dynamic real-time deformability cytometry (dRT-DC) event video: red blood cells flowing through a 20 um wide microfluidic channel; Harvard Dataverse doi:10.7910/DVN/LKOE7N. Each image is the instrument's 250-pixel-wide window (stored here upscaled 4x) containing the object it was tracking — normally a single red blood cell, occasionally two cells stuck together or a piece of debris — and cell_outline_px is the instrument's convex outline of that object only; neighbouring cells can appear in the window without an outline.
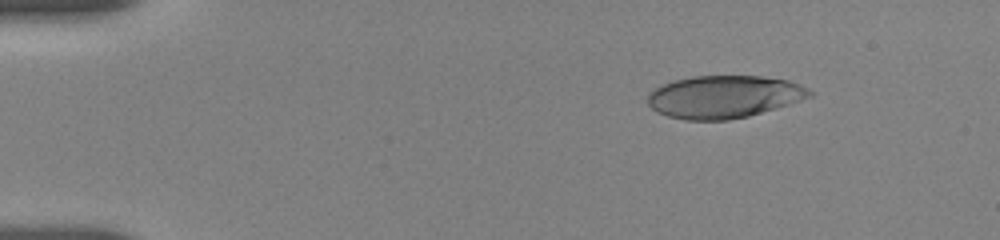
{"species": "human", "species_latin": "Homo sapiens", "temperature_condition": "room temperature", "stored_images_in_passage": 25, "camera_frame_rate_fps": 3000, "um_per_image_px": 0.085, "donor": {"sex": "female"}, "frame": {"image": 1, "passage_image": 1, "time_ms": 0.0, "image_size_px": [1000, 240], "cell_outline_px": [[812, 96], [776, 108], [748, 116], [728, 120], [684, 120], [668, 116], [656, 112], [648, 104], [648, 96], [656, 88], [664, 84], [676, 80], [692, 76], [760, 76], [788, 80], [800, 84], [808, 88], [812, 92]], "centroid_in_image_um": [61.54, 8.23], "position_along_channel_um": 23.5, "area_um2": 39.94}}
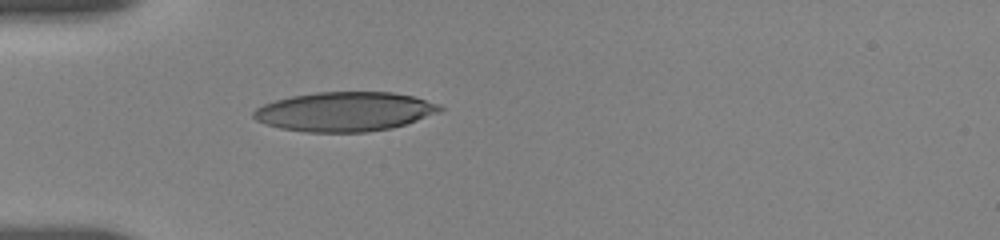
{"frame": {"image": 2, "passage_image": 22, "time_ms": 3.0, "image_size_px": [1000, 240], "cell_outline_px": [[444, 108], [436, 112], [416, 120], [392, 128], [364, 132], [304, 132], [280, 128], [256, 120], [252, 116], [252, 112], [256, 108], [264, 104], [276, 100], [292, 96], [316, 92], [392, 92], [412, 96], [440, 104]], "centroid_in_image_um": [29.27, 9.48], "position_along_channel_um": 55.7, "area_um2": 42.43}}